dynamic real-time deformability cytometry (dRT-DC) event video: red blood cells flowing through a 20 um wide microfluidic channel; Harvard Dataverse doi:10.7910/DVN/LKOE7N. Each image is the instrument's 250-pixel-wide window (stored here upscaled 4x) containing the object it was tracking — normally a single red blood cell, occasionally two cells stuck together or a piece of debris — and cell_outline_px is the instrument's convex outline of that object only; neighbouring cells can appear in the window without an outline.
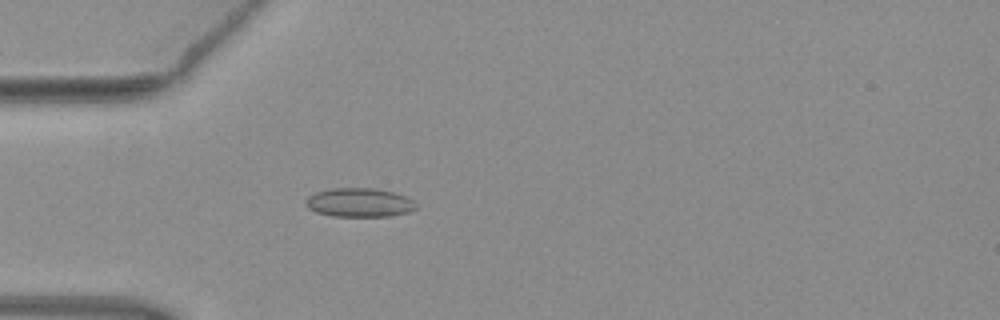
{"species": "common noctule bat (a hibernating species)", "species_latin": "Nyctalus noctula", "temperature_condition": "warm", "stored_images_in_passage": 4, "camera_frame_rate_fps": 3000, "um_per_image_px": 0.085, "animal": {"sex": "female", "body_mass_g": 19.3, "forearm_length_mm": 54.1}, "frame": {"image": 1, "passage_image": 4, "time_ms": 1.0, "image_size_px": [1000, 320], "cell_outline_px": [[416, 208], [408, 212], [392, 216], [332, 216], [316, 212], [308, 208], [304, 204], [304, 200], [308, 196], [316, 192], [332, 188], [376, 188], [392, 192], [404, 196], [412, 200], [416, 204]], "centroid_in_image_um": [30.5, 17.22], "position_along_channel_um": 54.5, "area_um2": 18.61}}